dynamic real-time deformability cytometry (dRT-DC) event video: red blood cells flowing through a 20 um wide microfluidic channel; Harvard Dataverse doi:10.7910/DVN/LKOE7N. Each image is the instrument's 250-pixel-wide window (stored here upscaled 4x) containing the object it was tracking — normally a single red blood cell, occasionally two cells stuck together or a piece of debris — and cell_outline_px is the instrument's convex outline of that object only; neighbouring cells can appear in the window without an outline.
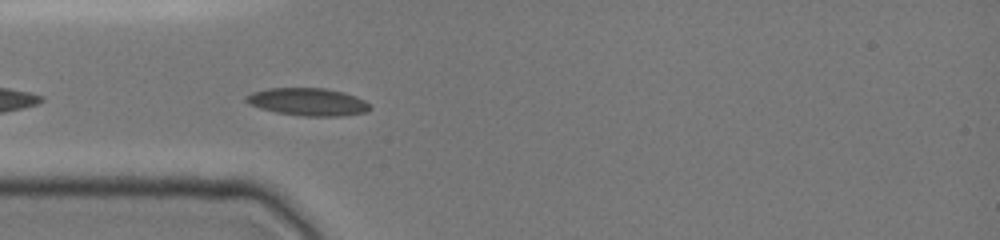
{"species": "common noctule bat (a hibernating species)", "species_latin": "Nyctalus noctula", "temperature_condition": "cold", "stored_images_in_passage": 6, "camera_frame_rate_fps": 3000, "um_per_image_px": 0.085, "animal": {"sex": "female", "body_mass_g": 19.0, "forearm_length_mm": 51.5}, "frame": {"image": 1, "passage_image": 3, "time_ms": 0.667, "image_size_px": [1000, 240], "cell_outline_px": [[372, 108], [368, 112], [340, 116], [300, 116], [276, 112], [260, 108], [248, 104], [244, 100], [244, 96], [252, 92], [268, 88], [324, 88], [344, 92], [356, 96], [364, 100]], "centroid_in_image_um": [26.15, 8.66], "position_along_channel_um": 58.8, "area_um2": 20.11}}